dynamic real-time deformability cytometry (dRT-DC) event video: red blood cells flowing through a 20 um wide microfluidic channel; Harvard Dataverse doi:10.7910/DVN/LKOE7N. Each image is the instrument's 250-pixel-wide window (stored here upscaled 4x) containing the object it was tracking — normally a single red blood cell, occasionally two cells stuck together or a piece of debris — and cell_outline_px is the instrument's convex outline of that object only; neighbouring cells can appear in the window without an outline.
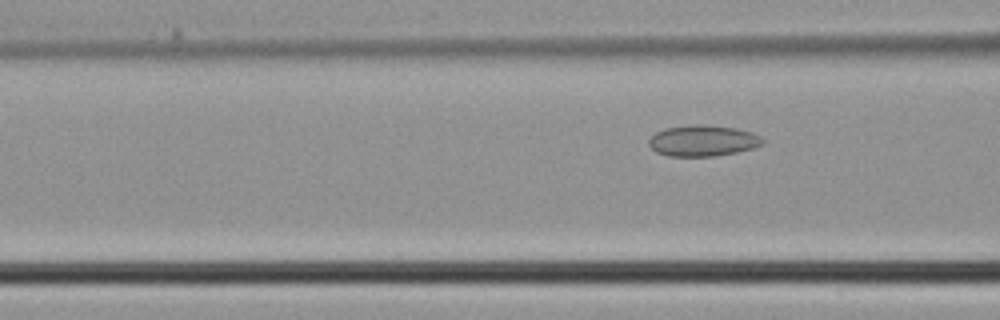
{"species": "common noctule bat (a hibernating species)", "species_latin": "Nyctalus noctula", "temperature_condition": "cold", "stored_images_in_passage": 3, "camera_frame_rate_fps": 3000, "um_per_image_px": 0.085, "animal": {"sex": "male", "body_mass_g": 21.5, "forearm_length_mm": 52.0}, "frame": {"image": 1, "passage_image": 3, "time_ms": 0.667, "image_size_px": [1000, 320], "cell_outline_px": [[764, 144], [752, 148], [736, 152], [712, 156], [668, 156], [656, 152], [648, 144], [648, 140], [656, 132], [664, 128], [696, 124], [704, 124], [736, 128], [752, 132], [760, 136], [764, 140]], "centroid_in_image_um": [59.74, 11.95], "position_along_channel_um": 106.9, "area_um2": 20.63}}